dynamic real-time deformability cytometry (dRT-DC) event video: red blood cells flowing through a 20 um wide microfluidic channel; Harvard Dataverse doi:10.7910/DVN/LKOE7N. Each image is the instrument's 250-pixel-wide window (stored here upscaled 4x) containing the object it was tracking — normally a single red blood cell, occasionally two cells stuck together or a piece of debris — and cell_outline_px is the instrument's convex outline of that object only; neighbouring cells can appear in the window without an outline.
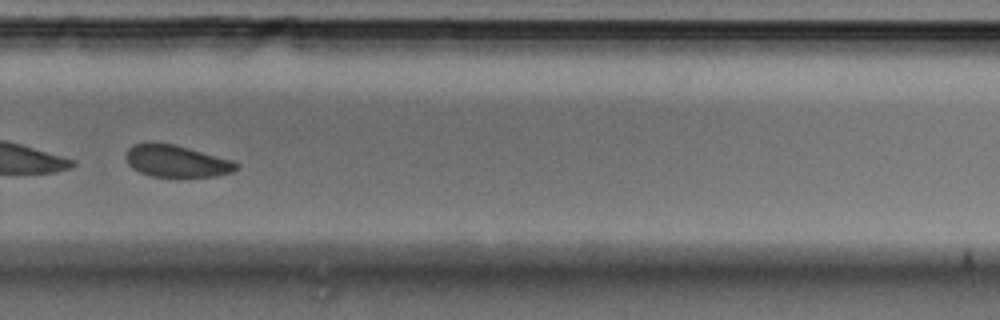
{"species": "Egyptian fruit bat (a non-hibernating species)", "species_latin": "Rousettus aegyptiacus", "temperature_condition": "cold", "stored_images_in_passage": 51, "camera_frame_rate_fps": 3000, "um_per_image_px": 0.085, "animal": {"sex": "male"}, "frame": {"image": 1, "passage_image": 35, "time_ms": 11.333, "image_size_px": [1000, 320], "cell_outline_px": [[240, 164], [232, 172], [216, 176], [148, 176], [132, 168], [128, 164], [124, 156], [128, 148], [132, 144], [152, 140], [172, 144], [188, 148], [232, 160]], "centroid_in_image_um": [14.92, 13.66], "position_along_channel_um": 314.9, "area_um2": 20.75}}
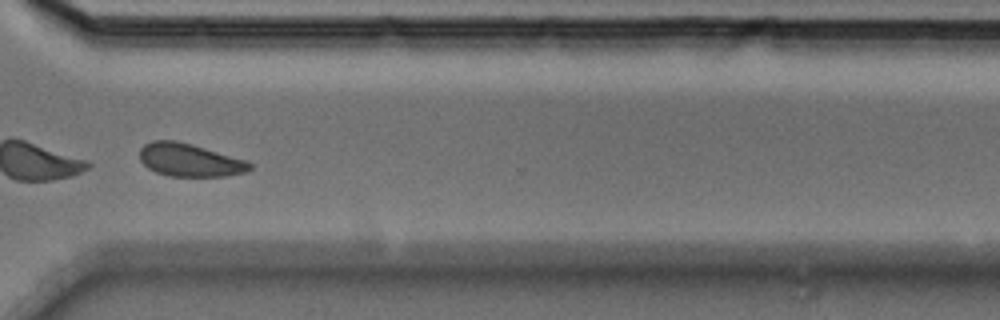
{"frame": {"image": 2, "passage_image": 38, "time_ms": 12.333, "image_size_px": [1000, 320], "cell_outline_px": [[252, 168], [248, 172], [228, 176], [168, 176], [156, 172], [148, 168], [140, 160], [140, 148], [144, 144], [152, 140], [176, 140], [192, 144], [244, 160], [252, 164]], "centroid_in_image_um": [16.1, 13.61], "position_along_channel_um": 354.5, "area_um2": 21.15}}